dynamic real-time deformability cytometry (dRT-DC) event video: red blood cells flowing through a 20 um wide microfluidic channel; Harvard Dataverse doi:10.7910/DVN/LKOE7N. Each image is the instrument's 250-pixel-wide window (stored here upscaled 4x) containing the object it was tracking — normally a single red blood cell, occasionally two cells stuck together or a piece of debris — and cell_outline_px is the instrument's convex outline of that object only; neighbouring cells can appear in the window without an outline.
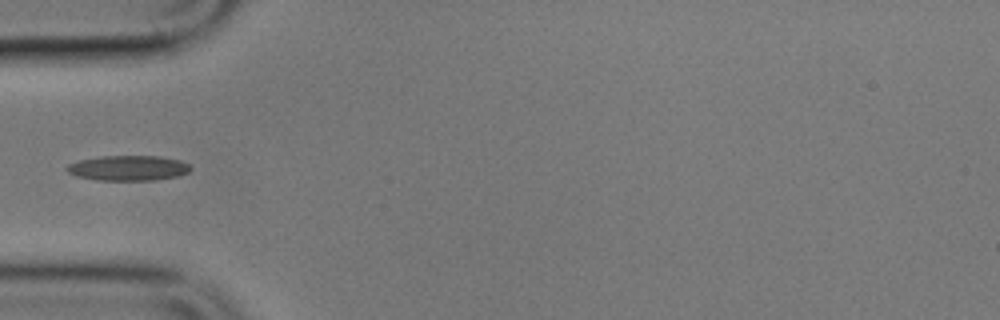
{"species": "common noctule bat (a hibernating species)", "species_latin": "Nyctalus noctula", "temperature_condition": "cold", "stored_images_in_passage": 7, "camera_frame_rate_fps": 3000, "um_per_image_px": 0.085, "animal": {"sex": "male", "body_mass_g": 17.9}, "frame": {"image": 1, "passage_image": 3, "time_ms": 2.667, "image_size_px": [1000, 320], "cell_outline_px": [[192, 168], [188, 172], [180, 176], [156, 180], [96, 180], [76, 176], [68, 172], [64, 168], [68, 164], [80, 160], [100, 156], [160, 156], [180, 160], [188, 164]], "centroid_in_image_um": [10.91, 14.28], "position_along_channel_um": 74.1, "area_um2": 18.26}}
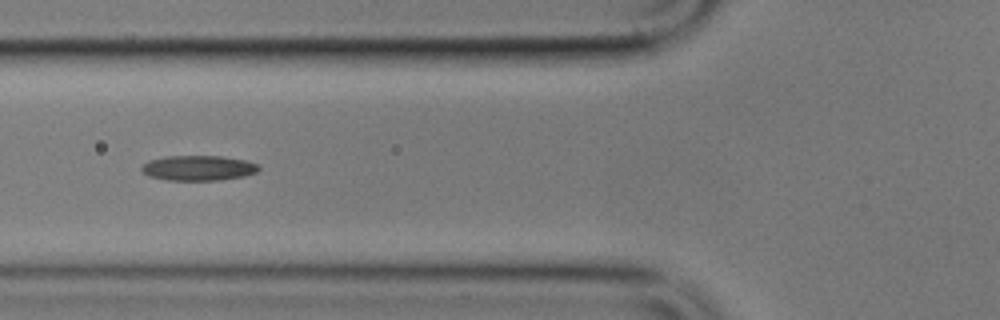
{"frame": {"image": 2, "passage_image": 4, "time_ms": 3.667, "image_size_px": [1000, 320], "cell_outline_px": [[260, 168], [256, 172], [244, 176], [220, 180], [168, 180], [148, 176], [140, 168], [148, 160], [164, 156], [220, 156], [244, 160], [260, 164]], "centroid_in_image_um": [16.86, 14.27], "position_along_channel_um": 108.9, "area_um2": 17.17}}
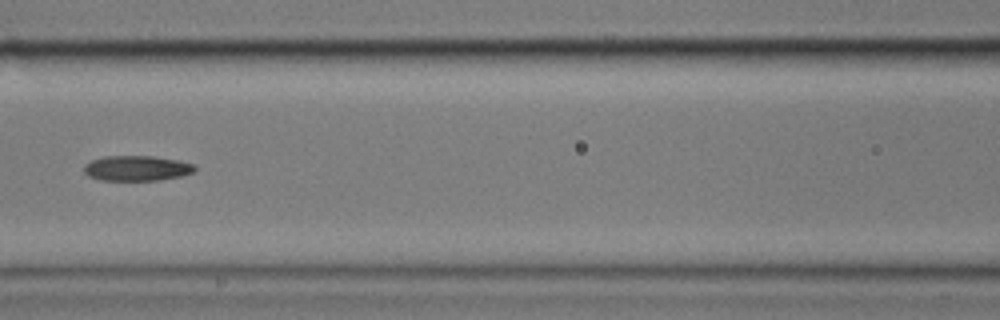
{"frame": {"image": 3, "passage_image": 5, "time_ms": 5.0, "image_size_px": [1000, 320], "cell_outline_px": [[196, 172], [180, 176], [160, 180], [100, 180], [88, 176], [84, 172], [84, 164], [92, 160], [104, 156], [152, 156], [176, 160], [192, 164], [196, 168]], "centroid_in_image_um": [11.6, 14.3], "position_along_channel_um": 155.0, "area_um2": 16.24}}